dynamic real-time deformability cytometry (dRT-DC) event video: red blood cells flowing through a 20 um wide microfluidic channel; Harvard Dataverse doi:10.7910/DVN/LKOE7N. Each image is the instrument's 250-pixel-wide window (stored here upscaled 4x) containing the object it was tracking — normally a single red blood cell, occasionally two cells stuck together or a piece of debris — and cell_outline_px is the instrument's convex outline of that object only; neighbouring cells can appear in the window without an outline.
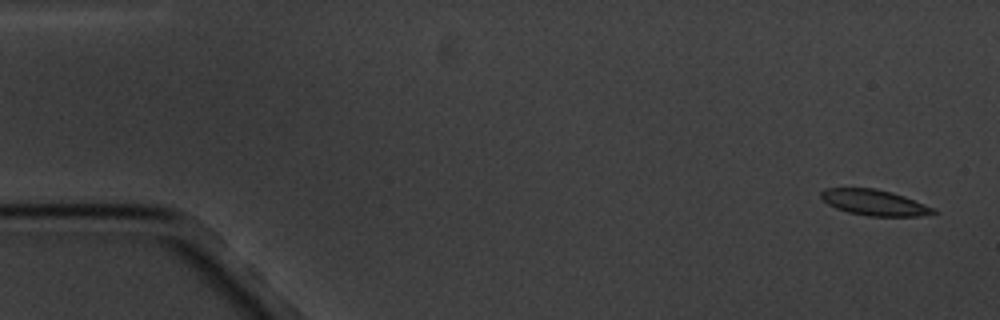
{"species": "common noctule bat (a hibernating species)", "species_latin": "Nyctalus noctula", "temperature_condition": "cold", "stored_images_in_passage": 5, "camera_frame_rate_fps": 3000, "um_per_image_px": 0.085, "animal": {"sex": "male", "body_mass_g": 20.1, "forearm_length_mm": 53.5}, "frame": {"image": 1, "passage_image": 1, "time_ms": 0.0, "image_size_px": [1000, 320], "cell_outline_px": [[940, 212], [920, 216], [868, 216], [848, 212], [836, 208], [828, 204], [820, 196], [820, 192], [824, 188], [876, 188], [892, 192], [904, 196], [936, 208]], "centroid_in_image_um": [74.35, 17.21], "position_along_channel_um": 10.6, "area_um2": 16.99}}
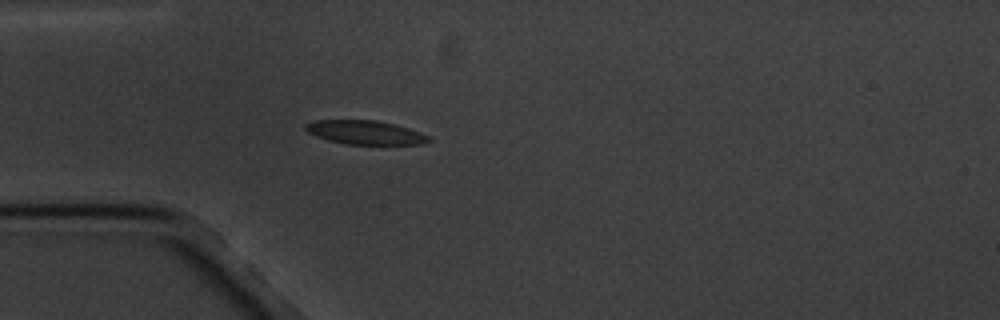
{"frame": {"image": 2, "passage_image": 5, "time_ms": 4.667, "image_size_px": [1000, 320], "cell_outline_px": [[432, 140], [420, 144], [344, 144], [328, 140], [316, 136], [308, 132], [304, 128], [304, 124], [312, 120], [376, 120], [396, 124], [420, 132], [428, 136]], "centroid_in_image_um": [31.0, 11.25], "position_along_channel_um": 54.0, "area_um2": 17.17}}